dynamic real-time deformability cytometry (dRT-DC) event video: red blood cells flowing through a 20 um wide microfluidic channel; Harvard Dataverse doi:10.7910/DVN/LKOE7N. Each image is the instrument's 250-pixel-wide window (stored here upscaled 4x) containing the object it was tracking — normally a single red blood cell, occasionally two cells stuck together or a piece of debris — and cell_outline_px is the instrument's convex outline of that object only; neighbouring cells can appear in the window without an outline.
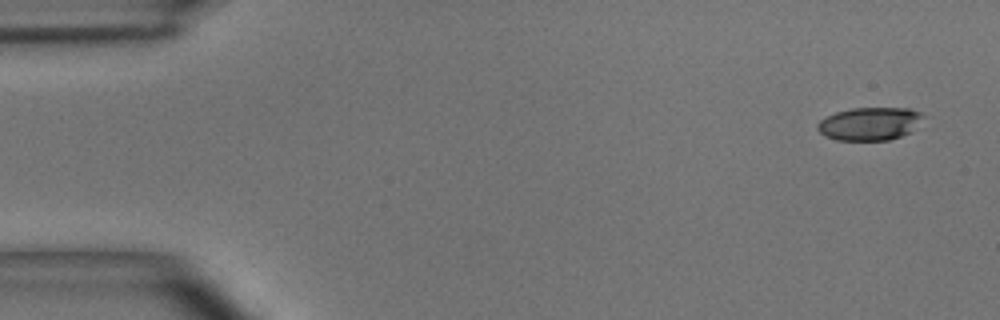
{"species": "common noctule bat (a hibernating species)", "species_latin": "Nyctalus noctula", "temperature_condition": "room temperature", "stored_images_in_passage": 53, "camera_frame_rate_fps": 3000, "um_per_image_px": 0.085, "animal": {"sex": "male", "body_mass_g": 15.6}, "frame": {"image": 1, "passage_image": 1, "time_ms": 0.0, "image_size_px": [1000, 320], "cell_outline_px": [[924, 116], [912, 132], [888, 140], [836, 140], [824, 136], [816, 128], [816, 124], [820, 120], [836, 112], [852, 108], [908, 108], [920, 112]], "centroid_in_image_um": [73.91, 10.52], "position_along_channel_um": 11.1, "area_um2": 20.35}}
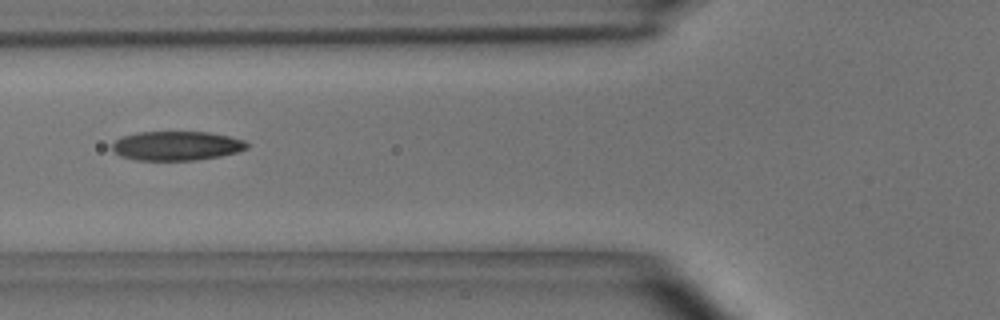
{"frame": {"image": 2, "passage_image": 19, "time_ms": 6.0, "image_size_px": [1000, 320], "cell_outline_px": [[248, 148], [240, 152], [220, 156], [196, 160], [136, 160], [120, 156], [112, 148], [112, 144], [120, 136], [136, 132], [208, 132], [228, 136], [244, 140], [248, 144]], "centroid_in_image_um": [15.01, 12.39], "position_along_channel_um": 110.8, "area_um2": 23.06}}
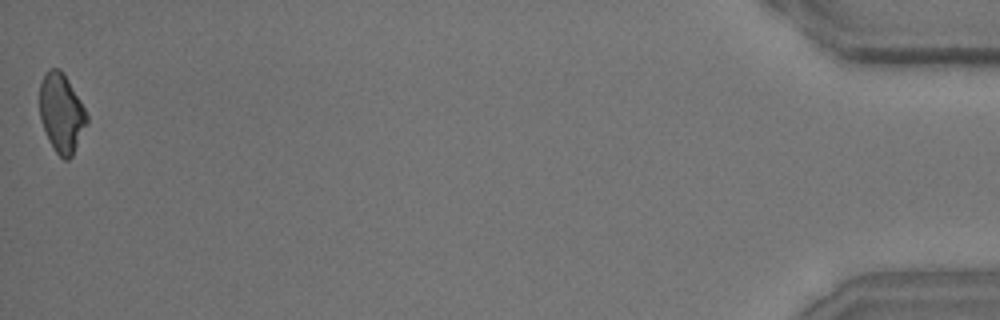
{"frame": {"image": 3, "passage_image": 53, "time_ms": 17.333, "image_size_px": [1000, 320], "cell_outline_px": [[88, 124], [72, 156], [68, 160], [64, 160], [56, 152], [48, 140], [40, 120], [40, 84], [44, 72], [48, 68], [60, 68], [80, 100], [88, 116]], "centroid_in_image_um": [5.22, 9.61], "position_along_channel_um": 430.0, "area_um2": 21.79}, "authors_computed_cell_mechanics": {"area_um2": 22.7154, "velocity_mm_per_s": 3.6411, "shape_relaxation_time_tau1_ms": 6.0589, "shape_relaxation_time_tau2_ms": 3.6291, "deformation_change_tau1": 0.1627, "deformation_change_tau2": 0.1144}}